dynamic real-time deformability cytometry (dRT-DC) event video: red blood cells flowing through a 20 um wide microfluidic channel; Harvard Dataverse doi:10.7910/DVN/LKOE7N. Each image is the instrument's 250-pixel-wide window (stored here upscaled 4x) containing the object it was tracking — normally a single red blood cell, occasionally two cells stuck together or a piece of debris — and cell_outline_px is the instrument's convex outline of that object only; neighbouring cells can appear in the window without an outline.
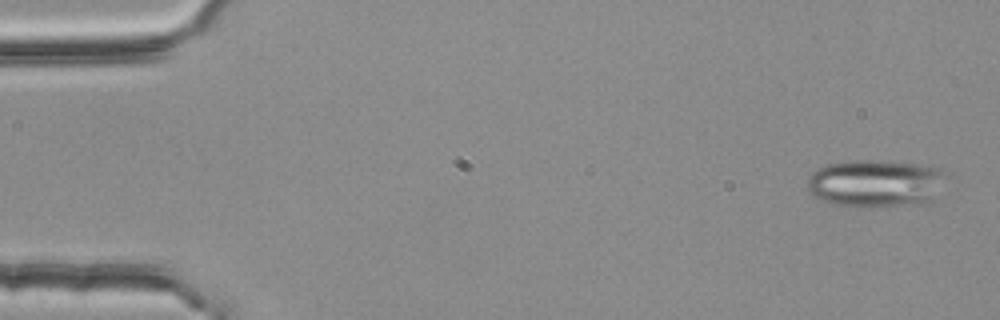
{"species": "common noctule bat (a hibernating species)", "species_latin": "Nyctalus noctula", "temperature_condition": "room temperature", "stored_images_in_passage": 4, "camera_frame_rate_fps": 3000, "um_per_image_px": 0.085, "animal": {"sex": "female", "body_mass_g": 25.1}, "frame": {"image": 1, "passage_image": 4, "time_ms": 1.0, "image_size_px": [1000, 320], "cell_outline_px": [[944, 172], [928, 204], [836, 204], [824, 200], [816, 196], [808, 188], [808, 180], [812, 172], [828, 164], [848, 160], [888, 160], [920, 164], [944, 168]], "centroid_in_image_um": [74.41, 15.51], "position_along_channel_um": 10.6, "area_um2": 36.99}}